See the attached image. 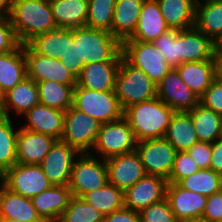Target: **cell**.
<instances>
[{
    "instance_id": "6da1fadb",
    "label": "cell",
    "mask_w": 222,
    "mask_h": 222,
    "mask_svg": "<svg viewBox=\"0 0 222 222\" xmlns=\"http://www.w3.org/2000/svg\"><path fill=\"white\" fill-rule=\"evenodd\" d=\"M122 53V42L111 32L83 26L68 29V50L63 66L77 80L87 63L111 62Z\"/></svg>"
},
{
    "instance_id": "7a4b0ae2",
    "label": "cell",
    "mask_w": 222,
    "mask_h": 222,
    "mask_svg": "<svg viewBox=\"0 0 222 222\" xmlns=\"http://www.w3.org/2000/svg\"><path fill=\"white\" fill-rule=\"evenodd\" d=\"M8 18L21 44L58 28L49 0H14Z\"/></svg>"
},
{
    "instance_id": "3957f363",
    "label": "cell",
    "mask_w": 222,
    "mask_h": 222,
    "mask_svg": "<svg viewBox=\"0 0 222 222\" xmlns=\"http://www.w3.org/2000/svg\"><path fill=\"white\" fill-rule=\"evenodd\" d=\"M175 111L158 97L126 108L123 117L128 121L138 142L164 138Z\"/></svg>"
},
{
    "instance_id": "277c9868",
    "label": "cell",
    "mask_w": 222,
    "mask_h": 222,
    "mask_svg": "<svg viewBox=\"0 0 222 222\" xmlns=\"http://www.w3.org/2000/svg\"><path fill=\"white\" fill-rule=\"evenodd\" d=\"M115 92L123 111L140 102L157 97V86L140 69L130 65L123 57L116 75Z\"/></svg>"
},
{
    "instance_id": "5b68a950",
    "label": "cell",
    "mask_w": 222,
    "mask_h": 222,
    "mask_svg": "<svg viewBox=\"0 0 222 222\" xmlns=\"http://www.w3.org/2000/svg\"><path fill=\"white\" fill-rule=\"evenodd\" d=\"M73 106L100 124L117 121L123 117L124 112L115 91H93L77 84L74 88Z\"/></svg>"
},
{
    "instance_id": "8992f818",
    "label": "cell",
    "mask_w": 222,
    "mask_h": 222,
    "mask_svg": "<svg viewBox=\"0 0 222 222\" xmlns=\"http://www.w3.org/2000/svg\"><path fill=\"white\" fill-rule=\"evenodd\" d=\"M122 54L130 65L142 70L156 86L173 69L152 42L123 41Z\"/></svg>"
},
{
    "instance_id": "52a82bcc",
    "label": "cell",
    "mask_w": 222,
    "mask_h": 222,
    "mask_svg": "<svg viewBox=\"0 0 222 222\" xmlns=\"http://www.w3.org/2000/svg\"><path fill=\"white\" fill-rule=\"evenodd\" d=\"M80 156L81 158L73 163L68 183L72 196L76 197H82L109 182L105 159L101 158L99 161L91 153H82Z\"/></svg>"
},
{
    "instance_id": "ba28073f",
    "label": "cell",
    "mask_w": 222,
    "mask_h": 222,
    "mask_svg": "<svg viewBox=\"0 0 222 222\" xmlns=\"http://www.w3.org/2000/svg\"><path fill=\"white\" fill-rule=\"evenodd\" d=\"M137 140L128 121L121 119L101 124L94 143V150L102 159L135 151Z\"/></svg>"
},
{
    "instance_id": "9c48e42d",
    "label": "cell",
    "mask_w": 222,
    "mask_h": 222,
    "mask_svg": "<svg viewBox=\"0 0 222 222\" xmlns=\"http://www.w3.org/2000/svg\"><path fill=\"white\" fill-rule=\"evenodd\" d=\"M100 126V122L95 118L72 105L65 111L64 133L61 140L80 154L89 153V149L94 146Z\"/></svg>"
},
{
    "instance_id": "30bf717a",
    "label": "cell",
    "mask_w": 222,
    "mask_h": 222,
    "mask_svg": "<svg viewBox=\"0 0 222 222\" xmlns=\"http://www.w3.org/2000/svg\"><path fill=\"white\" fill-rule=\"evenodd\" d=\"M53 184L40 165L16 163L4 172V187L25 198H33Z\"/></svg>"
},
{
    "instance_id": "8fae6325",
    "label": "cell",
    "mask_w": 222,
    "mask_h": 222,
    "mask_svg": "<svg viewBox=\"0 0 222 222\" xmlns=\"http://www.w3.org/2000/svg\"><path fill=\"white\" fill-rule=\"evenodd\" d=\"M135 150L147 175L169 178L177 151L165 138L137 142Z\"/></svg>"
},
{
    "instance_id": "7c38bea8",
    "label": "cell",
    "mask_w": 222,
    "mask_h": 222,
    "mask_svg": "<svg viewBox=\"0 0 222 222\" xmlns=\"http://www.w3.org/2000/svg\"><path fill=\"white\" fill-rule=\"evenodd\" d=\"M24 55L27 77L35 82L55 81L62 84H77V80L63 66L60 59L37 54L27 44H24Z\"/></svg>"
},
{
    "instance_id": "4fadbf2b",
    "label": "cell",
    "mask_w": 222,
    "mask_h": 222,
    "mask_svg": "<svg viewBox=\"0 0 222 222\" xmlns=\"http://www.w3.org/2000/svg\"><path fill=\"white\" fill-rule=\"evenodd\" d=\"M80 153L62 140H56L40 166L53 185H68L71 170Z\"/></svg>"
},
{
    "instance_id": "5bb4252c",
    "label": "cell",
    "mask_w": 222,
    "mask_h": 222,
    "mask_svg": "<svg viewBox=\"0 0 222 222\" xmlns=\"http://www.w3.org/2000/svg\"><path fill=\"white\" fill-rule=\"evenodd\" d=\"M105 161L109 183L124 192L147 175L136 150L109 157Z\"/></svg>"
},
{
    "instance_id": "9a60e30c",
    "label": "cell",
    "mask_w": 222,
    "mask_h": 222,
    "mask_svg": "<svg viewBox=\"0 0 222 222\" xmlns=\"http://www.w3.org/2000/svg\"><path fill=\"white\" fill-rule=\"evenodd\" d=\"M157 97L174 111L188 112L199 104V97L181 80L175 68L157 85Z\"/></svg>"
},
{
    "instance_id": "2e32d148",
    "label": "cell",
    "mask_w": 222,
    "mask_h": 222,
    "mask_svg": "<svg viewBox=\"0 0 222 222\" xmlns=\"http://www.w3.org/2000/svg\"><path fill=\"white\" fill-rule=\"evenodd\" d=\"M168 180L157 175H146L124 192L125 207L140 212L166 198Z\"/></svg>"
},
{
    "instance_id": "e0dca14e",
    "label": "cell",
    "mask_w": 222,
    "mask_h": 222,
    "mask_svg": "<svg viewBox=\"0 0 222 222\" xmlns=\"http://www.w3.org/2000/svg\"><path fill=\"white\" fill-rule=\"evenodd\" d=\"M178 58L182 62L217 60L215 44L195 26L178 30Z\"/></svg>"
},
{
    "instance_id": "ac0fdd59",
    "label": "cell",
    "mask_w": 222,
    "mask_h": 222,
    "mask_svg": "<svg viewBox=\"0 0 222 222\" xmlns=\"http://www.w3.org/2000/svg\"><path fill=\"white\" fill-rule=\"evenodd\" d=\"M121 53L114 61L85 64L77 85L93 91H115L116 75L121 63Z\"/></svg>"
},
{
    "instance_id": "d6986e66",
    "label": "cell",
    "mask_w": 222,
    "mask_h": 222,
    "mask_svg": "<svg viewBox=\"0 0 222 222\" xmlns=\"http://www.w3.org/2000/svg\"><path fill=\"white\" fill-rule=\"evenodd\" d=\"M166 198L177 220L202 217L207 197L184 189L178 183H168Z\"/></svg>"
},
{
    "instance_id": "ffe728a7",
    "label": "cell",
    "mask_w": 222,
    "mask_h": 222,
    "mask_svg": "<svg viewBox=\"0 0 222 222\" xmlns=\"http://www.w3.org/2000/svg\"><path fill=\"white\" fill-rule=\"evenodd\" d=\"M57 139L24 128L18 130L17 163L40 165Z\"/></svg>"
},
{
    "instance_id": "44dd1931",
    "label": "cell",
    "mask_w": 222,
    "mask_h": 222,
    "mask_svg": "<svg viewBox=\"0 0 222 222\" xmlns=\"http://www.w3.org/2000/svg\"><path fill=\"white\" fill-rule=\"evenodd\" d=\"M72 197L68 185H52L31 198L37 214L44 222H58Z\"/></svg>"
},
{
    "instance_id": "7402d4cb",
    "label": "cell",
    "mask_w": 222,
    "mask_h": 222,
    "mask_svg": "<svg viewBox=\"0 0 222 222\" xmlns=\"http://www.w3.org/2000/svg\"><path fill=\"white\" fill-rule=\"evenodd\" d=\"M28 124L24 129L46 134L61 140L64 133L65 111L37 104L25 114Z\"/></svg>"
},
{
    "instance_id": "603a6c76",
    "label": "cell",
    "mask_w": 222,
    "mask_h": 222,
    "mask_svg": "<svg viewBox=\"0 0 222 222\" xmlns=\"http://www.w3.org/2000/svg\"><path fill=\"white\" fill-rule=\"evenodd\" d=\"M169 29L157 0H144L136 30L129 39L124 41L153 42Z\"/></svg>"
},
{
    "instance_id": "cb8c5ba5",
    "label": "cell",
    "mask_w": 222,
    "mask_h": 222,
    "mask_svg": "<svg viewBox=\"0 0 222 222\" xmlns=\"http://www.w3.org/2000/svg\"><path fill=\"white\" fill-rule=\"evenodd\" d=\"M175 69L187 87L200 98L218 76V60L183 62Z\"/></svg>"
},
{
    "instance_id": "d4e9b609",
    "label": "cell",
    "mask_w": 222,
    "mask_h": 222,
    "mask_svg": "<svg viewBox=\"0 0 222 222\" xmlns=\"http://www.w3.org/2000/svg\"><path fill=\"white\" fill-rule=\"evenodd\" d=\"M0 217L1 219H16L23 222H44L37 214L32 200L18 195L0 183Z\"/></svg>"
},
{
    "instance_id": "484cf974",
    "label": "cell",
    "mask_w": 222,
    "mask_h": 222,
    "mask_svg": "<svg viewBox=\"0 0 222 222\" xmlns=\"http://www.w3.org/2000/svg\"><path fill=\"white\" fill-rule=\"evenodd\" d=\"M143 2L144 0H116L111 33L121 42L135 32Z\"/></svg>"
},
{
    "instance_id": "4316f807",
    "label": "cell",
    "mask_w": 222,
    "mask_h": 222,
    "mask_svg": "<svg viewBox=\"0 0 222 222\" xmlns=\"http://www.w3.org/2000/svg\"><path fill=\"white\" fill-rule=\"evenodd\" d=\"M57 27L69 30L86 25L88 0H49Z\"/></svg>"
},
{
    "instance_id": "83f0119b",
    "label": "cell",
    "mask_w": 222,
    "mask_h": 222,
    "mask_svg": "<svg viewBox=\"0 0 222 222\" xmlns=\"http://www.w3.org/2000/svg\"><path fill=\"white\" fill-rule=\"evenodd\" d=\"M27 78L24 44L17 49L0 53V88L3 94Z\"/></svg>"
},
{
    "instance_id": "f1b7e54d",
    "label": "cell",
    "mask_w": 222,
    "mask_h": 222,
    "mask_svg": "<svg viewBox=\"0 0 222 222\" xmlns=\"http://www.w3.org/2000/svg\"><path fill=\"white\" fill-rule=\"evenodd\" d=\"M164 138L177 152L188 151L199 141L189 112L175 111Z\"/></svg>"
},
{
    "instance_id": "f546056e",
    "label": "cell",
    "mask_w": 222,
    "mask_h": 222,
    "mask_svg": "<svg viewBox=\"0 0 222 222\" xmlns=\"http://www.w3.org/2000/svg\"><path fill=\"white\" fill-rule=\"evenodd\" d=\"M157 2L170 29L185 30L195 26L194 0H157Z\"/></svg>"
},
{
    "instance_id": "4dcf8cb0",
    "label": "cell",
    "mask_w": 222,
    "mask_h": 222,
    "mask_svg": "<svg viewBox=\"0 0 222 222\" xmlns=\"http://www.w3.org/2000/svg\"><path fill=\"white\" fill-rule=\"evenodd\" d=\"M37 104H39L37 82L27 77L4 94L5 117L10 118V108H13L18 115H24Z\"/></svg>"
},
{
    "instance_id": "1f68e13d",
    "label": "cell",
    "mask_w": 222,
    "mask_h": 222,
    "mask_svg": "<svg viewBox=\"0 0 222 222\" xmlns=\"http://www.w3.org/2000/svg\"><path fill=\"white\" fill-rule=\"evenodd\" d=\"M35 53L55 59H64L68 50V29L56 28L35 35L26 43Z\"/></svg>"
},
{
    "instance_id": "d6a6232c",
    "label": "cell",
    "mask_w": 222,
    "mask_h": 222,
    "mask_svg": "<svg viewBox=\"0 0 222 222\" xmlns=\"http://www.w3.org/2000/svg\"><path fill=\"white\" fill-rule=\"evenodd\" d=\"M195 27L215 42L222 35V0L196 3Z\"/></svg>"
},
{
    "instance_id": "836d02e7",
    "label": "cell",
    "mask_w": 222,
    "mask_h": 222,
    "mask_svg": "<svg viewBox=\"0 0 222 222\" xmlns=\"http://www.w3.org/2000/svg\"><path fill=\"white\" fill-rule=\"evenodd\" d=\"M201 142L213 143L222 137V116L200 103L188 111Z\"/></svg>"
},
{
    "instance_id": "e575fe53",
    "label": "cell",
    "mask_w": 222,
    "mask_h": 222,
    "mask_svg": "<svg viewBox=\"0 0 222 222\" xmlns=\"http://www.w3.org/2000/svg\"><path fill=\"white\" fill-rule=\"evenodd\" d=\"M37 86L40 104L61 111H67L73 105L76 84L41 81L37 82Z\"/></svg>"
},
{
    "instance_id": "d590c367",
    "label": "cell",
    "mask_w": 222,
    "mask_h": 222,
    "mask_svg": "<svg viewBox=\"0 0 222 222\" xmlns=\"http://www.w3.org/2000/svg\"><path fill=\"white\" fill-rule=\"evenodd\" d=\"M81 198L104 216L125 206L124 191L109 182L101 188L84 194Z\"/></svg>"
},
{
    "instance_id": "8d00e7d4",
    "label": "cell",
    "mask_w": 222,
    "mask_h": 222,
    "mask_svg": "<svg viewBox=\"0 0 222 222\" xmlns=\"http://www.w3.org/2000/svg\"><path fill=\"white\" fill-rule=\"evenodd\" d=\"M178 184L186 190L209 197L222 190V175L210 168L199 169Z\"/></svg>"
},
{
    "instance_id": "74e56055",
    "label": "cell",
    "mask_w": 222,
    "mask_h": 222,
    "mask_svg": "<svg viewBox=\"0 0 222 222\" xmlns=\"http://www.w3.org/2000/svg\"><path fill=\"white\" fill-rule=\"evenodd\" d=\"M17 136L10 118H0V169L3 172L17 163Z\"/></svg>"
},
{
    "instance_id": "f35d334b",
    "label": "cell",
    "mask_w": 222,
    "mask_h": 222,
    "mask_svg": "<svg viewBox=\"0 0 222 222\" xmlns=\"http://www.w3.org/2000/svg\"><path fill=\"white\" fill-rule=\"evenodd\" d=\"M116 0H88L87 27L111 32Z\"/></svg>"
},
{
    "instance_id": "ab89813d",
    "label": "cell",
    "mask_w": 222,
    "mask_h": 222,
    "mask_svg": "<svg viewBox=\"0 0 222 222\" xmlns=\"http://www.w3.org/2000/svg\"><path fill=\"white\" fill-rule=\"evenodd\" d=\"M104 215L81 197L72 196L58 222H103Z\"/></svg>"
},
{
    "instance_id": "60d3db41",
    "label": "cell",
    "mask_w": 222,
    "mask_h": 222,
    "mask_svg": "<svg viewBox=\"0 0 222 222\" xmlns=\"http://www.w3.org/2000/svg\"><path fill=\"white\" fill-rule=\"evenodd\" d=\"M163 54L166 62L176 68L183 62L178 58V30L169 29L152 42Z\"/></svg>"
},
{
    "instance_id": "b9f144b4",
    "label": "cell",
    "mask_w": 222,
    "mask_h": 222,
    "mask_svg": "<svg viewBox=\"0 0 222 222\" xmlns=\"http://www.w3.org/2000/svg\"><path fill=\"white\" fill-rule=\"evenodd\" d=\"M139 215L140 222H178L167 198L142 209Z\"/></svg>"
},
{
    "instance_id": "7bdbcfd3",
    "label": "cell",
    "mask_w": 222,
    "mask_h": 222,
    "mask_svg": "<svg viewBox=\"0 0 222 222\" xmlns=\"http://www.w3.org/2000/svg\"><path fill=\"white\" fill-rule=\"evenodd\" d=\"M200 168L187 151L177 152L168 183H179L182 179L189 177Z\"/></svg>"
},
{
    "instance_id": "ee69618b",
    "label": "cell",
    "mask_w": 222,
    "mask_h": 222,
    "mask_svg": "<svg viewBox=\"0 0 222 222\" xmlns=\"http://www.w3.org/2000/svg\"><path fill=\"white\" fill-rule=\"evenodd\" d=\"M199 103L222 116V78L219 75L199 98Z\"/></svg>"
},
{
    "instance_id": "f6af8a7d",
    "label": "cell",
    "mask_w": 222,
    "mask_h": 222,
    "mask_svg": "<svg viewBox=\"0 0 222 222\" xmlns=\"http://www.w3.org/2000/svg\"><path fill=\"white\" fill-rule=\"evenodd\" d=\"M20 45L8 16L0 15V53L13 51Z\"/></svg>"
},
{
    "instance_id": "bcb514c9",
    "label": "cell",
    "mask_w": 222,
    "mask_h": 222,
    "mask_svg": "<svg viewBox=\"0 0 222 222\" xmlns=\"http://www.w3.org/2000/svg\"><path fill=\"white\" fill-rule=\"evenodd\" d=\"M189 155L197 163L200 169L210 168L211 143L198 141L188 151Z\"/></svg>"
},
{
    "instance_id": "7dc6e473",
    "label": "cell",
    "mask_w": 222,
    "mask_h": 222,
    "mask_svg": "<svg viewBox=\"0 0 222 222\" xmlns=\"http://www.w3.org/2000/svg\"><path fill=\"white\" fill-rule=\"evenodd\" d=\"M202 218L207 222L222 220V190L207 197V203Z\"/></svg>"
},
{
    "instance_id": "c3c4849f",
    "label": "cell",
    "mask_w": 222,
    "mask_h": 222,
    "mask_svg": "<svg viewBox=\"0 0 222 222\" xmlns=\"http://www.w3.org/2000/svg\"><path fill=\"white\" fill-rule=\"evenodd\" d=\"M103 222H140L139 212L122 207L104 216Z\"/></svg>"
},
{
    "instance_id": "681fc988",
    "label": "cell",
    "mask_w": 222,
    "mask_h": 222,
    "mask_svg": "<svg viewBox=\"0 0 222 222\" xmlns=\"http://www.w3.org/2000/svg\"><path fill=\"white\" fill-rule=\"evenodd\" d=\"M210 169L222 175V138L211 143Z\"/></svg>"
},
{
    "instance_id": "f907efd6",
    "label": "cell",
    "mask_w": 222,
    "mask_h": 222,
    "mask_svg": "<svg viewBox=\"0 0 222 222\" xmlns=\"http://www.w3.org/2000/svg\"><path fill=\"white\" fill-rule=\"evenodd\" d=\"M14 0H0V15L8 16Z\"/></svg>"
},
{
    "instance_id": "816d5d0a",
    "label": "cell",
    "mask_w": 222,
    "mask_h": 222,
    "mask_svg": "<svg viewBox=\"0 0 222 222\" xmlns=\"http://www.w3.org/2000/svg\"><path fill=\"white\" fill-rule=\"evenodd\" d=\"M215 57L218 60V75L222 76V52H215Z\"/></svg>"
},
{
    "instance_id": "f5cc1de1",
    "label": "cell",
    "mask_w": 222,
    "mask_h": 222,
    "mask_svg": "<svg viewBox=\"0 0 222 222\" xmlns=\"http://www.w3.org/2000/svg\"><path fill=\"white\" fill-rule=\"evenodd\" d=\"M5 117L4 113V94L0 92V118Z\"/></svg>"
},
{
    "instance_id": "db71d44e",
    "label": "cell",
    "mask_w": 222,
    "mask_h": 222,
    "mask_svg": "<svg viewBox=\"0 0 222 222\" xmlns=\"http://www.w3.org/2000/svg\"><path fill=\"white\" fill-rule=\"evenodd\" d=\"M215 52H222V35L214 42Z\"/></svg>"
},
{
    "instance_id": "11a10c76",
    "label": "cell",
    "mask_w": 222,
    "mask_h": 222,
    "mask_svg": "<svg viewBox=\"0 0 222 222\" xmlns=\"http://www.w3.org/2000/svg\"><path fill=\"white\" fill-rule=\"evenodd\" d=\"M178 222H207V221L202 217H197V218L183 219Z\"/></svg>"
},
{
    "instance_id": "9f6ffc18",
    "label": "cell",
    "mask_w": 222,
    "mask_h": 222,
    "mask_svg": "<svg viewBox=\"0 0 222 222\" xmlns=\"http://www.w3.org/2000/svg\"><path fill=\"white\" fill-rule=\"evenodd\" d=\"M1 222H23V221L16 219H1Z\"/></svg>"
},
{
    "instance_id": "6f0895ef",
    "label": "cell",
    "mask_w": 222,
    "mask_h": 222,
    "mask_svg": "<svg viewBox=\"0 0 222 222\" xmlns=\"http://www.w3.org/2000/svg\"><path fill=\"white\" fill-rule=\"evenodd\" d=\"M0 182L4 183V172L0 169Z\"/></svg>"
}]
</instances>
